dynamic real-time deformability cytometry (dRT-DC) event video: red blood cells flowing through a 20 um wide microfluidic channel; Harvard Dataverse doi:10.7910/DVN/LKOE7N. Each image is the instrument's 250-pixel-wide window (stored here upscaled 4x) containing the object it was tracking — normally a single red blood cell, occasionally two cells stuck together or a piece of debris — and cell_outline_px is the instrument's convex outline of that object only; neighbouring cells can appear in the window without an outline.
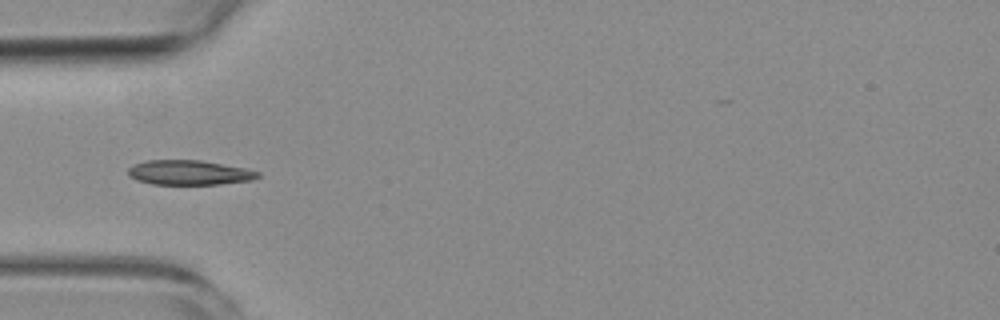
{"species": "common noctule bat (a hibernating species)", "species_latin": "Nyctalus noctula", "temperature_condition": "room temperature", "stored_images_in_passage": 5, "camera_frame_rate_fps": 3000, "um_per_image_px": 0.085, "animal": {"sex": "female", "body_mass_g": 19.3, "forearm_length_mm": 54.1}, "frame": {"image": 1, "passage_image": 3, "time_ms": 3.667, "image_size_px": [1000, 320], "cell_outline_px": [[260, 176], [252, 180], [220, 184], [152, 184], [136, 180], [128, 176], [128, 168], [136, 164], [148, 160], [200, 160], [248, 168], [260, 172]], "centroid_in_image_um": [16.11, 14.67], "position_along_channel_um": 68.9, "area_um2": 18.73}}
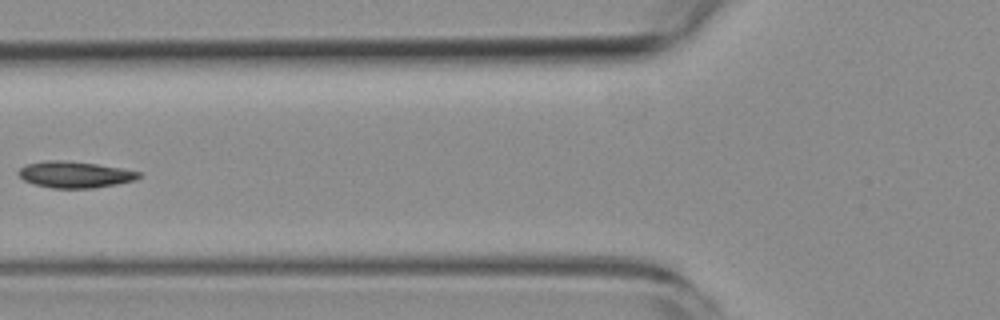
{"frame": {"image": 2, "passage_image": 4, "time_ms": 5.0, "image_size_px": [1000, 320], "cell_outline_px": [[140, 176], [136, 180], [116, 184], [92, 188], [52, 188], [36, 184], [24, 180], [16, 172], [20, 168], [28, 164], [44, 160], [64, 160], [96, 164], [120, 168], [140, 172]], "centroid_in_image_um": [6.34, 14.83], "position_along_channel_um": 119.5, "area_um2": 18.32}}
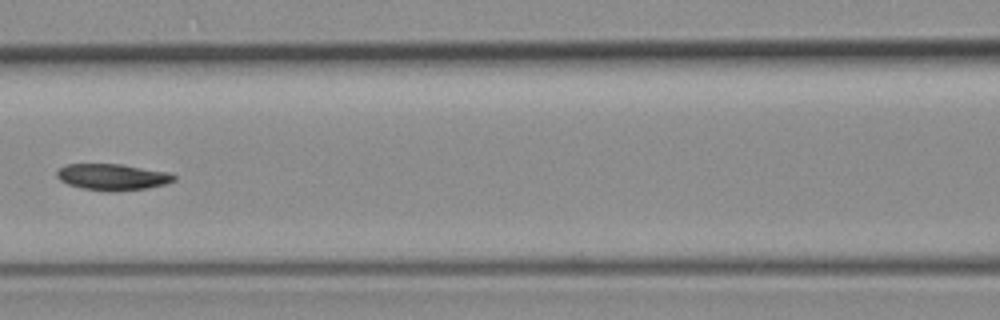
{"frame": {"image": 3, "passage_image": 5, "time_ms": 6.0, "image_size_px": [1000, 320], "cell_outline_px": [[176, 180], [168, 184], [148, 188], [116, 192], [104, 192], [84, 188], [68, 184], [60, 180], [56, 176], [56, 172], [64, 164], [120, 164], [168, 172], [176, 176]], "centroid_in_image_um": [9.58, 15.05], "position_along_channel_um": 157.0, "area_um2": 18.21}}